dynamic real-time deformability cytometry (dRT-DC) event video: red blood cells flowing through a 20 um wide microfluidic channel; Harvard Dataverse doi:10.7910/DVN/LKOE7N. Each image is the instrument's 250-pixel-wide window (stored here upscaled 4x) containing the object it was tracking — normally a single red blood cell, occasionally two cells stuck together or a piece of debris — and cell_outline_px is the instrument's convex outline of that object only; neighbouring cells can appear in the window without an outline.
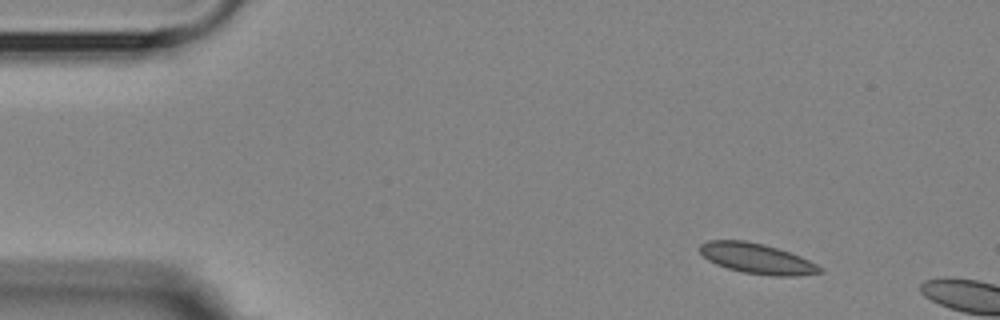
{"species": "Egyptian fruit bat (a non-hibernating species)", "species_latin": "Rousettus aegyptiacus", "temperature_condition": "room temperature", "stored_images_in_passage": 2, "camera_frame_rate_fps": 3000, "um_per_image_px": 0.085, "animal": {"sex": "female"}, "frame": {"image": 1, "passage_image": 1, "time_ms": 0.0, "image_size_px": [1000, 320], "cell_outline_px": [[824, 272], [796, 276], [776, 276], [744, 272], [728, 268], [716, 264], [708, 260], [700, 252], [700, 244], [708, 240], [744, 240], [764, 244], [800, 256], [824, 268]], "centroid_in_image_um": [64.35, 21.97], "position_along_channel_um": 20.7, "area_um2": 21.04}}